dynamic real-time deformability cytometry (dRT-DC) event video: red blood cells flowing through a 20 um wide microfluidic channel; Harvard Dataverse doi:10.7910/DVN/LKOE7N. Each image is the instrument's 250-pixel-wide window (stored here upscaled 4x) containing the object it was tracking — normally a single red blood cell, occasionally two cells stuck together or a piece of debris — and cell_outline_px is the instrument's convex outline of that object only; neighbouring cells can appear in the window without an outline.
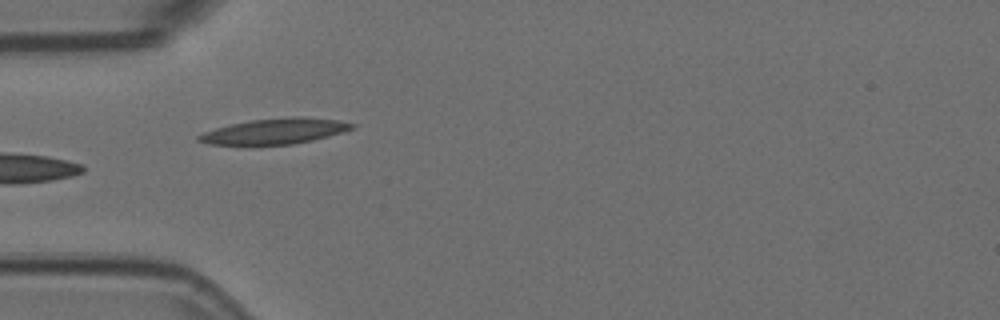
{"species": "Egyptian fruit bat (a non-hibernating species)", "species_latin": "Rousettus aegyptiacus", "temperature_condition": "room temperature", "stored_images_in_passage": 6, "camera_frame_rate_fps": 3000, "um_per_image_px": 0.085, "animal": {"sex": "female"}, "frame": {"image": 1, "passage_image": 5, "time_ms": 1.333, "image_size_px": [1000, 320], "cell_outline_px": [[356, 124], [352, 128], [344, 132], [312, 140], [292, 144], [208, 144], [196, 140], [196, 136], [204, 132], [216, 128], [232, 124], [252, 120], [288, 116], [300, 116], [336, 120]], "centroid_in_image_um": [23.37, 11.14], "position_along_channel_um": 61.6, "area_um2": 22.54}}
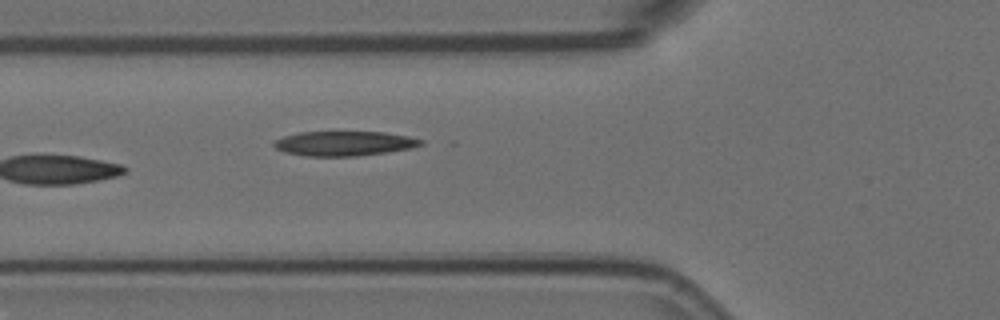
{"frame": {"image": 2, "passage_image": 6, "time_ms": 1.667, "image_size_px": [1000, 320], "cell_outline_px": [[424, 144], [412, 148], [388, 152], [356, 156], [308, 156], [284, 152], [276, 148], [272, 144], [272, 140], [284, 136], [300, 132], [384, 132], [408, 136], [424, 140]], "centroid_in_image_um": [29.26, 12.19], "position_along_channel_um": 96.5, "area_um2": 21.21}}